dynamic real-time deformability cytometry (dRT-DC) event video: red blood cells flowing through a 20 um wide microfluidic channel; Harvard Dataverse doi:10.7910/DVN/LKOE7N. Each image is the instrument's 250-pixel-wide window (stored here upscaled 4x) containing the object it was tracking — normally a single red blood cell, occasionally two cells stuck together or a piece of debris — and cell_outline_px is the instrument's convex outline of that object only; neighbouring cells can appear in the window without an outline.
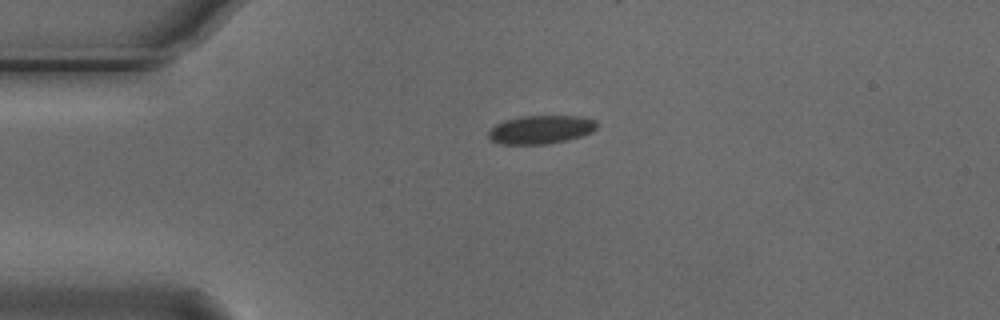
{"species": "Egyptian fruit bat (a non-hibernating species)", "species_latin": "Rousettus aegyptiacus", "temperature_condition": "cold", "stored_images_in_passage": 7, "camera_frame_rate_fps": 3000, "um_per_image_px": 0.085, "animal": {"sex": "male"}, "frame": {"image": 1, "passage_image": 1, "time_ms": 0.0, "image_size_px": [1000, 320], "cell_outline_px": [[596, 128], [592, 132], [580, 136], [548, 144], [500, 144], [488, 140], [488, 132], [496, 124], [504, 120], [520, 116], [580, 116], [596, 120]], "centroid_in_image_um": [45.93, 11.01], "position_along_channel_um": 39.1, "area_um2": 17.98}}
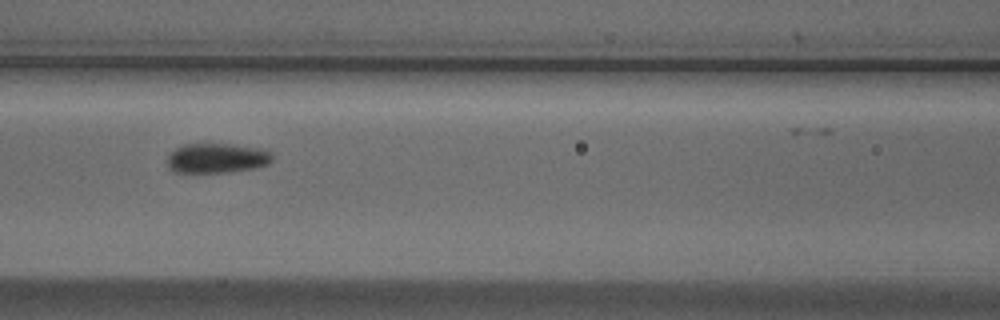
{"frame": {"image": 2, "passage_image": 4, "time_ms": 1.0, "image_size_px": [1000, 320], "cell_outline_px": [[272, 160], [268, 164], [256, 168], [232, 172], [172, 172], [168, 168], [168, 152], [184, 144], [232, 144], [268, 148], [272, 156]], "centroid_in_image_um": [18.46, 13.43], "position_along_channel_um": 148.1, "area_um2": 18.61}}
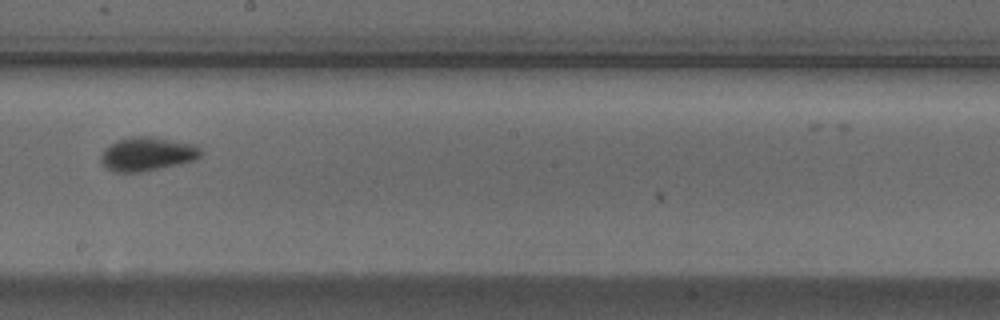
{"frame": {"image": 3, "passage_image": 6, "time_ms": 1.667, "image_size_px": [1000, 320], "cell_outline_px": [[200, 156], [196, 160], [180, 164], [140, 172], [116, 172], [104, 168], [100, 164], [100, 156], [104, 148], [116, 140], [132, 136], [156, 136], [196, 144], [200, 148]], "centroid_in_image_um": [12.49, 13.08], "position_along_channel_um": 235.7, "area_um2": 20.11}}